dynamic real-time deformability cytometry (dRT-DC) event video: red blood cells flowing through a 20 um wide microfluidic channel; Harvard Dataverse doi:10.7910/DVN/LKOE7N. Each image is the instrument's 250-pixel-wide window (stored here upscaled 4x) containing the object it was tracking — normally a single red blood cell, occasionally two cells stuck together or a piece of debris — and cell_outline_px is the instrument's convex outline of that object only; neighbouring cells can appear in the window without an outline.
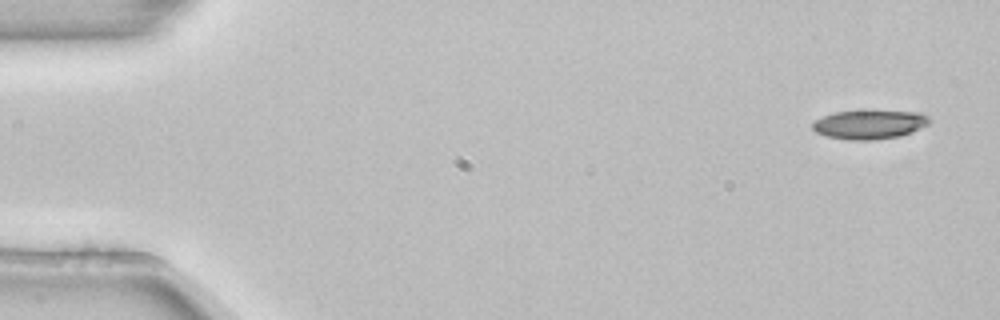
{"species": "common noctule bat (a hibernating species)", "species_latin": "Nyctalus noctula", "temperature_condition": "room temperature", "stored_images_in_passage": 4, "camera_frame_rate_fps": 3000, "um_per_image_px": 0.085, "animal": {"sex": "female", "body_mass_g": 22.7, "forearm_length_mm": 54.2}, "frame": {"image": 1, "passage_image": 1, "time_ms": 0.0, "image_size_px": [1000, 320], "cell_outline_px": [[932, 120], [928, 124], [912, 132], [900, 136], [872, 140], [848, 140], [828, 136], [816, 132], [812, 128], [812, 124], [816, 120], [824, 116], [836, 112], [868, 108], [920, 112], [928, 116]], "centroid_in_image_um": [73.95, 10.53], "position_along_channel_um": 11.0, "area_um2": 20.46}}
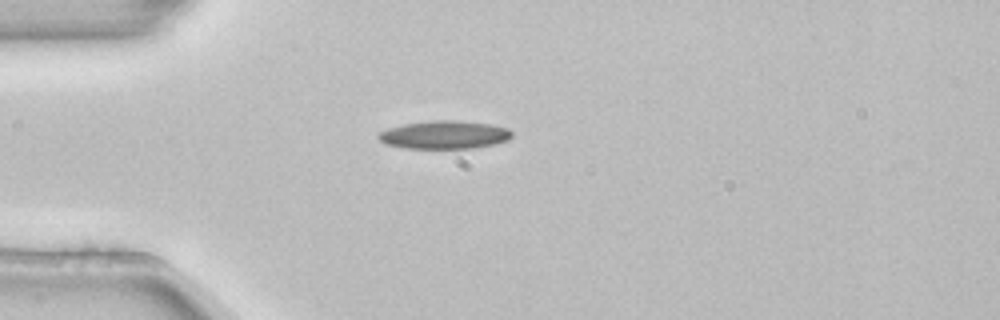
{"frame": {"image": 2, "passage_image": 4, "time_ms": 1.0, "image_size_px": [1000, 320], "cell_outline_px": [[512, 136], [508, 140], [476, 148], [404, 148], [384, 144], [376, 136], [380, 132], [388, 128], [404, 124], [432, 120], [456, 120], [488, 124], [508, 128], [512, 132]], "centroid_in_image_um": [37.75, 11.46], "position_along_channel_um": 47.3, "area_um2": 21.85}}